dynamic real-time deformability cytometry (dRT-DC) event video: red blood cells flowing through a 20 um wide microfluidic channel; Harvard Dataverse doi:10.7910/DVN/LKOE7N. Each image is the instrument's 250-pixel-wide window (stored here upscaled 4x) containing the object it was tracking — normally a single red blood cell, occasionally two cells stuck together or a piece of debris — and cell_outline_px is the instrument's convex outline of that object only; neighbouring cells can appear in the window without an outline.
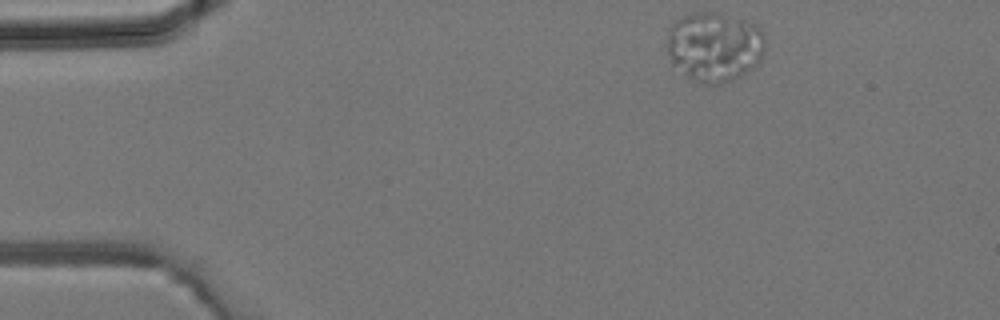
{"species": "common noctule bat (a hibernating species)", "species_latin": "Nyctalus noctula", "temperature_condition": "room temperature", "stored_images_in_passage": 2, "camera_frame_rate_fps": 3000, "um_per_image_px": 0.085, "animal": {"sex": "male", "body_mass_g": 19.2, "forearm_length_mm": 51.8}, "frame": {"image": 1, "passage_image": 2, "time_ms": 0.333, "image_size_px": [1000, 320], "cell_outline_px": [[764, 52], [760, 60], [756, 64], [744, 72], [720, 84], [700, 84], [688, 76], [672, 64], [668, 56], [668, 28], [676, 20], [692, 12], [708, 12], [744, 20], [756, 24], [764, 32]], "centroid_in_image_um": [60.7, 3.96], "position_along_channel_um": 24.3, "area_um2": 39.42}}